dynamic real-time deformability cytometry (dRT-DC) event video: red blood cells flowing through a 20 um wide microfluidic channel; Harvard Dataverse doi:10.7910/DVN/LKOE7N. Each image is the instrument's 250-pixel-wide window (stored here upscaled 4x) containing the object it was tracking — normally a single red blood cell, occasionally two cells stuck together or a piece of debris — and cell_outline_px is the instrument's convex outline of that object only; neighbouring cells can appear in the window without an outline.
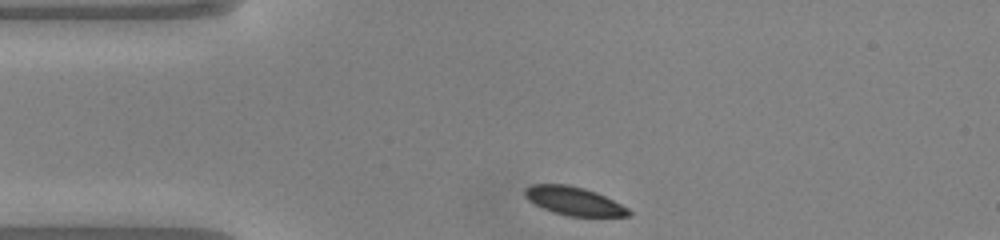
{"species": "common noctule bat (a hibernating species)", "species_latin": "Nyctalus noctula", "temperature_condition": "warm", "stored_images_in_passage": 41, "segment_of_instrument_passage": [1, 2], "camera_frame_rate_fps": 3000, "um_per_image_px": 0.085, "animal": {"sex": "male", "body_mass_g": 20.0, "forearm_length_mm": 53.3}, "frame": {"image": 1, "passage_image": 1, "time_ms": 0.0, "image_size_px": [1000, 240], "cell_outline_px": [[632, 216], [568, 216], [552, 212], [528, 200], [524, 196], [524, 188], [532, 184], [568, 184], [584, 188], [596, 192], [628, 208], [632, 212]], "centroid_in_image_um": [48.77, 17.08], "position_along_channel_um": 36.2, "area_um2": 17.17}}
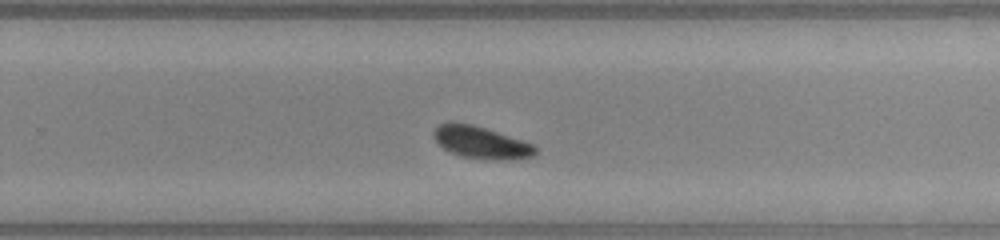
{"frame": {"image": 2, "passage_image": 22, "time_ms": 7.0, "image_size_px": [1000, 240], "cell_outline_px": [[536, 152], [532, 156], [500, 160], [492, 160], [460, 156], [448, 152], [432, 136], [432, 132], [440, 124], [472, 124], [532, 144], [536, 148]], "centroid_in_image_um": [40.85, 12.14], "position_along_channel_um": 288.9, "area_um2": 18.38}}
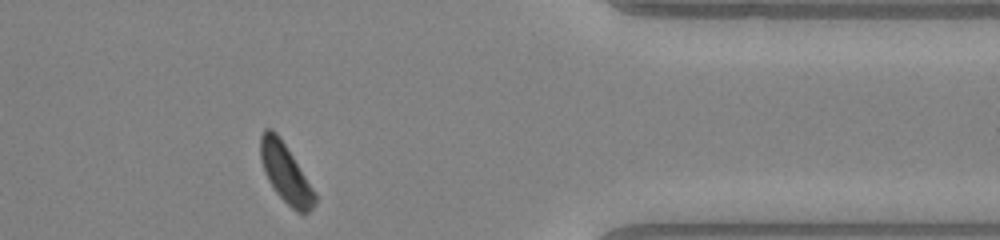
{"frame": {"image": 3, "passage_image": 31, "time_ms": 10.0, "image_size_px": [1000, 240], "cell_outline_px": [[316, 204], [308, 212], [296, 212], [276, 192], [268, 180], [264, 172], [260, 160], [260, 136], [264, 128], [272, 128], [276, 132], [316, 192]], "centroid_in_image_um": [24.26, 14.71], "position_along_channel_um": 387.1, "area_um2": 18.44}}